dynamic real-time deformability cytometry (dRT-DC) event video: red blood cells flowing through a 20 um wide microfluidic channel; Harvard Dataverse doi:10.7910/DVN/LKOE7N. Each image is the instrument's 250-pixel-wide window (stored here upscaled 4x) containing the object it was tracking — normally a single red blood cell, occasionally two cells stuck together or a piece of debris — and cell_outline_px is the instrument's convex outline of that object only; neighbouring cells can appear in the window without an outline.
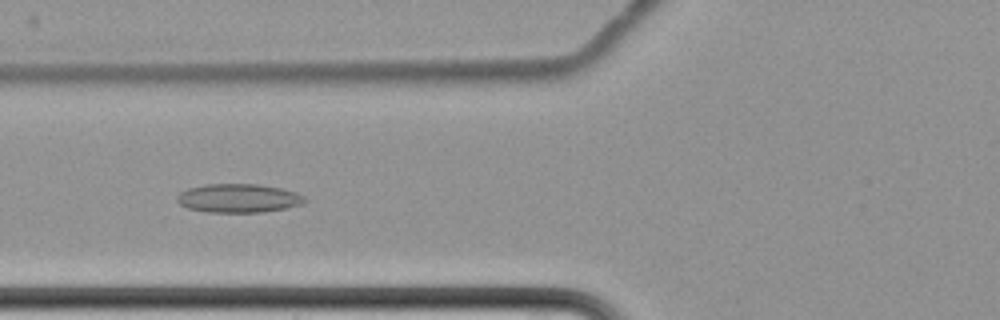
{"species": "common noctule bat (a hibernating species)", "species_latin": "Nyctalus noctula", "temperature_condition": "cold", "stored_images_in_passage": 8, "camera_frame_rate_fps": 3000, "um_per_image_px": 0.085, "animal": {"sex": "female", "body_mass_g": 22.7, "forearm_length_mm": 54.2}, "frame": {"image": 1, "passage_image": 7, "time_ms": 9.0, "image_size_px": [1000, 320], "cell_outline_px": [[308, 200], [304, 204], [288, 208], [260, 212], [208, 212], [188, 208], [180, 204], [176, 200], [176, 196], [180, 192], [188, 188], [204, 184], [260, 184], [280, 188], [296, 192], [304, 196]], "centroid_in_image_um": [20.29, 16.84], "position_along_channel_um": 105.5, "area_um2": 21.56}}
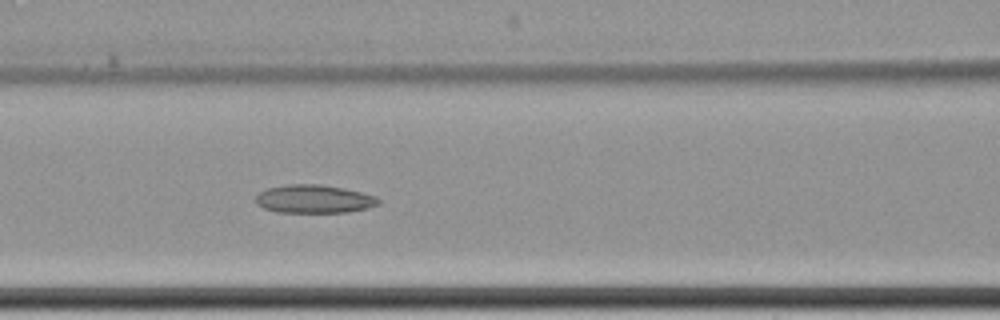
{"frame": {"image": 2, "passage_image": 8, "time_ms": 10.0, "image_size_px": [1000, 320], "cell_outline_px": [[380, 204], [368, 208], [344, 212], [276, 212], [264, 208], [256, 204], [256, 196], [260, 192], [268, 188], [288, 184], [320, 184], [344, 188], [376, 196], [380, 200]], "centroid_in_image_um": [26.7, 16.91], "position_along_channel_um": 139.9, "area_um2": 20.17}}